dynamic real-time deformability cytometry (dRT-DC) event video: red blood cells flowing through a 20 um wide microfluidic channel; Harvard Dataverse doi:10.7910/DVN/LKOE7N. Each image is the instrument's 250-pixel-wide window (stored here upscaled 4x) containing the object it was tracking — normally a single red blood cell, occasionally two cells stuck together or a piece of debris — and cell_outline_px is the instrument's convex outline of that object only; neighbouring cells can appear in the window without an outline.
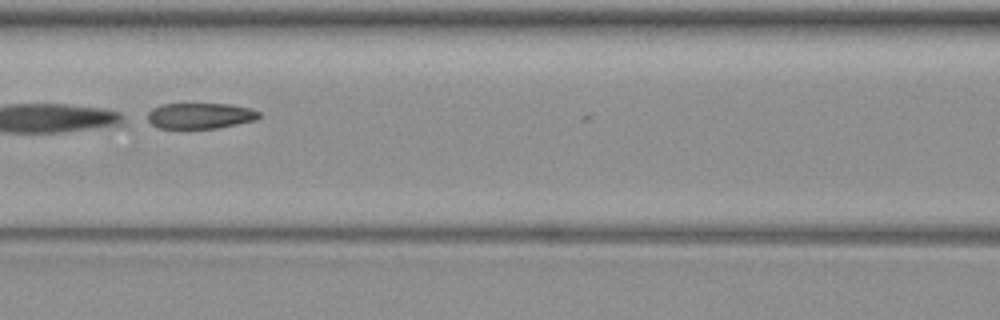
{"species": "common noctule bat (a hibernating species)", "species_latin": "Nyctalus noctula", "temperature_condition": "warm", "stored_images_in_passage": 4, "camera_frame_rate_fps": 3000, "um_per_image_px": 0.085, "animal": {"sex": "female", "body_mass_g": 19.3, "forearm_length_mm": 54.1}, "frame": {"image": 1, "passage_image": 4, "time_ms": 4.0, "image_size_px": [1000, 320], "cell_outline_px": [[260, 116], [256, 120], [216, 128], [156, 128], [148, 120], [148, 112], [152, 108], [164, 104], [228, 104], [252, 108], [260, 112]], "centroid_in_image_um": [17.02, 9.84], "position_along_channel_um": 149.6, "area_um2": 16.7}}